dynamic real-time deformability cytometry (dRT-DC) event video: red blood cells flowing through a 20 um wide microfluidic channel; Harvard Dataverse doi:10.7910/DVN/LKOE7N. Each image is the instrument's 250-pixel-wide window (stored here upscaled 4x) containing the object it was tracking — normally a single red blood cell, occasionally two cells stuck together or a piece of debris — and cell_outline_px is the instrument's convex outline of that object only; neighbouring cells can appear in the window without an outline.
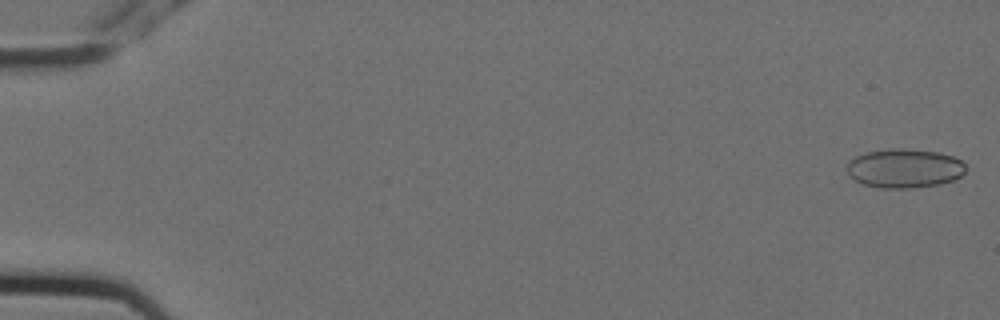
{"species": "Egyptian fruit bat (a non-hibernating species)", "species_latin": "Rousettus aegyptiacus", "temperature_condition": "cold", "stored_images_in_passage": 4, "camera_frame_rate_fps": 3000, "um_per_image_px": 0.085, "animal": {"sex": "female"}, "frame": {"image": 1, "passage_image": 1, "time_ms": 0.0, "image_size_px": [1000, 320], "cell_outline_px": [[964, 172], [960, 176], [952, 180], [940, 184], [912, 188], [880, 188], [864, 184], [848, 176], [848, 160], [856, 156], [868, 152], [896, 148], [904, 148], [940, 152], [952, 156], [960, 160], [964, 164]], "centroid_in_image_um": [76.87, 14.31], "position_along_channel_um": 8.1, "area_um2": 26.93}}